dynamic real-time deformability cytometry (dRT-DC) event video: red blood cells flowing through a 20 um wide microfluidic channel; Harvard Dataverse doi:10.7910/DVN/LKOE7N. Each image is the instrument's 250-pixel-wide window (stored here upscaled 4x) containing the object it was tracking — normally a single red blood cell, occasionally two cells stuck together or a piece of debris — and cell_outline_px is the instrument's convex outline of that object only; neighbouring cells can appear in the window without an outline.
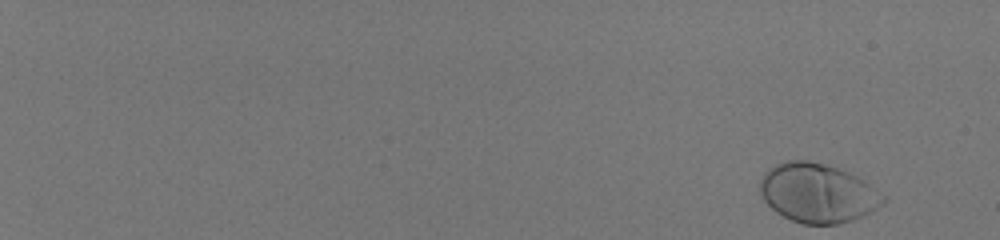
{"species": "human", "species_latin": "Homo sapiens", "temperature_condition": "room temperature", "stored_images_in_passage": 55, "camera_frame_rate_fps": 3000, "um_per_image_px": 0.085, "donor": {"sex": "male"}, "frame": {"image": 1, "passage_image": 1, "time_ms": 0.0, "image_size_px": [1000, 240], "cell_outline_px": [[888, 200], [884, 204], [852, 220], [840, 224], [804, 224], [792, 220], [776, 212], [764, 200], [760, 192], [760, 180], [764, 172], [768, 168], [776, 164], [788, 160], [808, 160], [824, 164], [848, 172], [864, 180], [888, 196]], "centroid_in_image_um": [69.52, 16.4], "position_along_channel_um": 15.5, "area_um2": 42.54}}
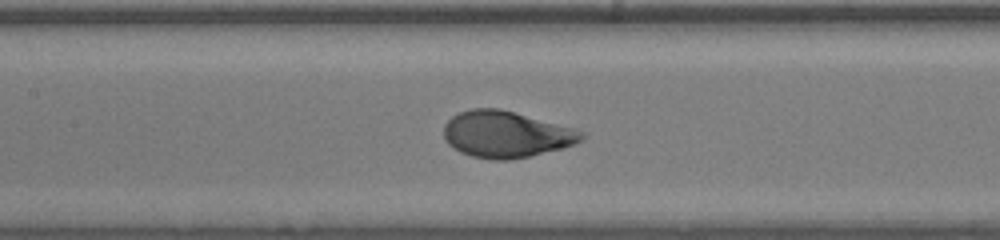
{"frame": {"image": 2, "passage_image": 31, "time_ms": 10.0, "image_size_px": [1000, 240], "cell_outline_px": [[584, 136], [580, 140], [572, 144], [560, 148], [528, 156], [508, 160], [492, 160], [472, 156], [460, 152], [448, 144], [444, 140], [444, 124], [452, 116], [460, 112], [472, 108], [500, 108], [572, 128], [584, 132]], "centroid_in_image_um": [42.94, 11.41], "position_along_channel_um": 164.5, "area_um2": 36.88}}
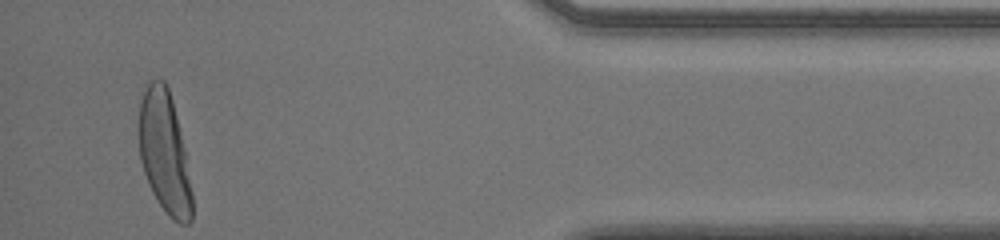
{"frame": {"image": 3, "passage_image": 53, "time_ms": 17.333, "image_size_px": [1000, 240], "cell_outline_px": [[192, 220], [188, 224], [180, 224], [172, 220], [168, 216], [152, 192], [148, 184], [140, 160], [140, 100], [148, 84], [152, 80], [164, 80], [168, 88], [172, 100], [184, 148], [192, 192]], "centroid_in_image_um": [13.99, 13.02], "position_along_channel_um": 421.2, "area_um2": 37.11}, "authors_computed_cell_mechanics": {"area_um2": 37.6278, "velocity_mm_per_s": 3.9828, "shape_relaxation_time_tau1_ms": 2.6839, "shape_relaxation_time_tau2_ms": null, "deformation_change_tau1": 0.1833, "deformation_change_tau2": null}}